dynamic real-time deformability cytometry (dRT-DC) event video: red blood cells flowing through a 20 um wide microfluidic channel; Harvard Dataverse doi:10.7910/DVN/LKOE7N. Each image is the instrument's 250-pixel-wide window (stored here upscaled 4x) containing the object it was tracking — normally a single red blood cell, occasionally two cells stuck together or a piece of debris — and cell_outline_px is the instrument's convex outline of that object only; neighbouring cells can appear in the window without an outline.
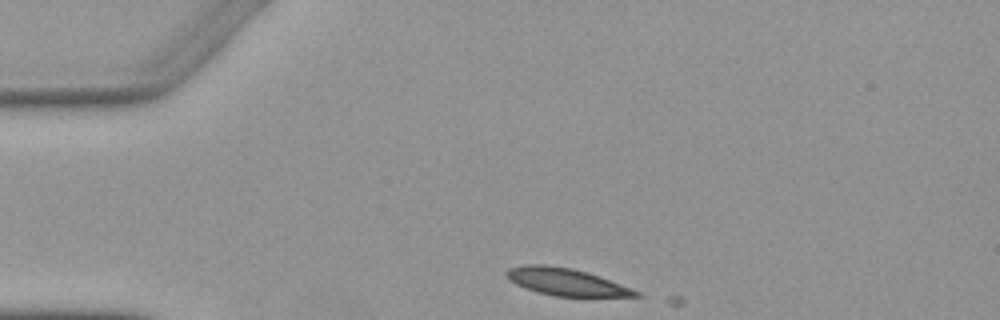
{"species": "Egyptian fruit bat (a non-hibernating species)", "species_latin": "Rousettus aegyptiacus", "temperature_condition": "warm", "stored_images_in_passage": 3, "camera_frame_rate_fps": 3000, "um_per_image_px": 0.085, "animal": {"sex": "female"}, "frame": {"image": 1, "passage_image": 1, "time_ms": 0.0, "image_size_px": [1000, 320], "cell_outline_px": [[644, 296], [552, 296], [536, 292], [524, 288], [516, 284], [504, 276], [504, 272], [508, 268], [524, 264], [544, 264], [572, 268], [588, 272], [600, 276], [632, 288], [640, 292]], "centroid_in_image_um": [48.07, 23.95], "position_along_channel_um": 36.9, "area_um2": 20.75}}